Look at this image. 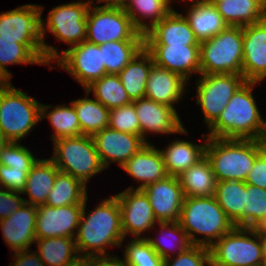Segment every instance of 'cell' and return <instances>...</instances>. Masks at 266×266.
I'll use <instances>...</instances> for the list:
<instances>
[{
    "label": "cell",
    "mask_w": 266,
    "mask_h": 266,
    "mask_svg": "<svg viewBox=\"0 0 266 266\" xmlns=\"http://www.w3.org/2000/svg\"><path fill=\"white\" fill-rule=\"evenodd\" d=\"M86 201L87 198L74 237L77 251L79 255L92 258L110 256L106 253V248L121 247L125 239L117 197L114 195L102 200L88 216H85Z\"/></svg>",
    "instance_id": "6da1fadb"
},
{
    "label": "cell",
    "mask_w": 266,
    "mask_h": 266,
    "mask_svg": "<svg viewBox=\"0 0 266 266\" xmlns=\"http://www.w3.org/2000/svg\"><path fill=\"white\" fill-rule=\"evenodd\" d=\"M257 83L245 81L236 90L218 119L208 128L207 137L266 140V120L252 94Z\"/></svg>",
    "instance_id": "7a4b0ae2"
},
{
    "label": "cell",
    "mask_w": 266,
    "mask_h": 266,
    "mask_svg": "<svg viewBox=\"0 0 266 266\" xmlns=\"http://www.w3.org/2000/svg\"><path fill=\"white\" fill-rule=\"evenodd\" d=\"M205 156L217 182H245L255 159L266 149V140L205 137Z\"/></svg>",
    "instance_id": "3957f363"
},
{
    "label": "cell",
    "mask_w": 266,
    "mask_h": 266,
    "mask_svg": "<svg viewBox=\"0 0 266 266\" xmlns=\"http://www.w3.org/2000/svg\"><path fill=\"white\" fill-rule=\"evenodd\" d=\"M178 222L193 245L207 248L235 227L214 196L185 197Z\"/></svg>",
    "instance_id": "277c9868"
},
{
    "label": "cell",
    "mask_w": 266,
    "mask_h": 266,
    "mask_svg": "<svg viewBox=\"0 0 266 266\" xmlns=\"http://www.w3.org/2000/svg\"><path fill=\"white\" fill-rule=\"evenodd\" d=\"M93 3V0H88L56 6L50 10L46 25L41 18V36L46 65H50L51 61H55L60 56L54 46L45 43L46 31L48 30L55 36L56 40L63 41L70 47L86 41L87 13Z\"/></svg>",
    "instance_id": "5b68a950"
},
{
    "label": "cell",
    "mask_w": 266,
    "mask_h": 266,
    "mask_svg": "<svg viewBox=\"0 0 266 266\" xmlns=\"http://www.w3.org/2000/svg\"><path fill=\"white\" fill-rule=\"evenodd\" d=\"M41 104L10 81L0 86V131L9 142H19L41 120Z\"/></svg>",
    "instance_id": "8992f818"
},
{
    "label": "cell",
    "mask_w": 266,
    "mask_h": 266,
    "mask_svg": "<svg viewBox=\"0 0 266 266\" xmlns=\"http://www.w3.org/2000/svg\"><path fill=\"white\" fill-rule=\"evenodd\" d=\"M200 74H242L243 27L227 26L200 42Z\"/></svg>",
    "instance_id": "52a82bcc"
},
{
    "label": "cell",
    "mask_w": 266,
    "mask_h": 266,
    "mask_svg": "<svg viewBox=\"0 0 266 266\" xmlns=\"http://www.w3.org/2000/svg\"><path fill=\"white\" fill-rule=\"evenodd\" d=\"M50 158L59 171L70 174L87 186V181L105 168L96 151L92 136L64 137L53 141Z\"/></svg>",
    "instance_id": "ba28073f"
},
{
    "label": "cell",
    "mask_w": 266,
    "mask_h": 266,
    "mask_svg": "<svg viewBox=\"0 0 266 266\" xmlns=\"http://www.w3.org/2000/svg\"><path fill=\"white\" fill-rule=\"evenodd\" d=\"M210 253L211 266L264 265L261 237L249 228L234 227L210 247Z\"/></svg>",
    "instance_id": "9c48e42d"
},
{
    "label": "cell",
    "mask_w": 266,
    "mask_h": 266,
    "mask_svg": "<svg viewBox=\"0 0 266 266\" xmlns=\"http://www.w3.org/2000/svg\"><path fill=\"white\" fill-rule=\"evenodd\" d=\"M92 6L87 13V42L100 45L110 41H144L124 7Z\"/></svg>",
    "instance_id": "30bf717a"
},
{
    "label": "cell",
    "mask_w": 266,
    "mask_h": 266,
    "mask_svg": "<svg viewBox=\"0 0 266 266\" xmlns=\"http://www.w3.org/2000/svg\"><path fill=\"white\" fill-rule=\"evenodd\" d=\"M196 82L197 105L203 111L208 128L218 119L236 90L245 82L242 74L199 75Z\"/></svg>",
    "instance_id": "8fae6325"
},
{
    "label": "cell",
    "mask_w": 266,
    "mask_h": 266,
    "mask_svg": "<svg viewBox=\"0 0 266 266\" xmlns=\"http://www.w3.org/2000/svg\"><path fill=\"white\" fill-rule=\"evenodd\" d=\"M56 61L57 66L71 74L84 89L107 74L100 45L87 41L62 50Z\"/></svg>",
    "instance_id": "7c38bea8"
},
{
    "label": "cell",
    "mask_w": 266,
    "mask_h": 266,
    "mask_svg": "<svg viewBox=\"0 0 266 266\" xmlns=\"http://www.w3.org/2000/svg\"><path fill=\"white\" fill-rule=\"evenodd\" d=\"M41 5L26 4L0 14V36L19 44H42Z\"/></svg>",
    "instance_id": "4fadbf2b"
},
{
    "label": "cell",
    "mask_w": 266,
    "mask_h": 266,
    "mask_svg": "<svg viewBox=\"0 0 266 266\" xmlns=\"http://www.w3.org/2000/svg\"><path fill=\"white\" fill-rule=\"evenodd\" d=\"M115 196L119 202L124 238L130 233L134 238H144L141 237L142 232L154 229L158 221L150 200L142 189L129 187Z\"/></svg>",
    "instance_id": "5bb4252c"
},
{
    "label": "cell",
    "mask_w": 266,
    "mask_h": 266,
    "mask_svg": "<svg viewBox=\"0 0 266 266\" xmlns=\"http://www.w3.org/2000/svg\"><path fill=\"white\" fill-rule=\"evenodd\" d=\"M83 205L51 207L41 204L37 206L36 238H74L81 220Z\"/></svg>",
    "instance_id": "9a60e30c"
},
{
    "label": "cell",
    "mask_w": 266,
    "mask_h": 266,
    "mask_svg": "<svg viewBox=\"0 0 266 266\" xmlns=\"http://www.w3.org/2000/svg\"><path fill=\"white\" fill-rule=\"evenodd\" d=\"M92 138L101 164L105 169L112 162L118 163L121 167L148 143L142 136L116 131L110 127L102 129Z\"/></svg>",
    "instance_id": "2e32d148"
},
{
    "label": "cell",
    "mask_w": 266,
    "mask_h": 266,
    "mask_svg": "<svg viewBox=\"0 0 266 266\" xmlns=\"http://www.w3.org/2000/svg\"><path fill=\"white\" fill-rule=\"evenodd\" d=\"M140 123L141 136L147 142L148 132L155 134H188L175 108L146 97L132 102Z\"/></svg>",
    "instance_id": "e0dca14e"
},
{
    "label": "cell",
    "mask_w": 266,
    "mask_h": 266,
    "mask_svg": "<svg viewBox=\"0 0 266 266\" xmlns=\"http://www.w3.org/2000/svg\"><path fill=\"white\" fill-rule=\"evenodd\" d=\"M242 75L250 82L266 78V18L243 27Z\"/></svg>",
    "instance_id": "ac0fdd59"
},
{
    "label": "cell",
    "mask_w": 266,
    "mask_h": 266,
    "mask_svg": "<svg viewBox=\"0 0 266 266\" xmlns=\"http://www.w3.org/2000/svg\"><path fill=\"white\" fill-rule=\"evenodd\" d=\"M142 190L148 196L158 222L179 220L185 197L178 177L169 175L146 185Z\"/></svg>",
    "instance_id": "d6986e66"
},
{
    "label": "cell",
    "mask_w": 266,
    "mask_h": 266,
    "mask_svg": "<svg viewBox=\"0 0 266 266\" xmlns=\"http://www.w3.org/2000/svg\"><path fill=\"white\" fill-rule=\"evenodd\" d=\"M154 64L181 75L188 81L193 73L200 75V45H144Z\"/></svg>",
    "instance_id": "ffe728a7"
},
{
    "label": "cell",
    "mask_w": 266,
    "mask_h": 266,
    "mask_svg": "<svg viewBox=\"0 0 266 266\" xmlns=\"http://www.w3.org/2000/svg\"><path fill=\"white\" fill-rule=\"evenodd\" d=\"M37 206L24 203L6 219L0 220L5 243L12 252L28 250L36 240Z\"/></svg>",
    "instance_id": "44dd1931"
},
{
    "label": "cell",
    "mask_w": 266,
    "mask_h": 266,
    "mask_svg": "<svg viewBox=\"0 0 266 266\" xmlns=\"http://www.w3.org/2000/svg\"><path fill=\"white\" fill-rule=\"evenodd\" d=\"M144 45H200L188 20L172 9L144 35Z\"/></svg>",
    "instance_id": "7402d4cb"
},
{
    "label": "cell",
    "mask_w": 266,
    "mask_h": 266,
    "mask_svg": "<svg viewBox=\"0 0 266 266\" xmlns=\"http://www.w3.org/2000/svg\"><path fill=\"white\" fill-rule=\"evenodd\" d=\"M128 175L142 182L135 189H143L146 185L166 178L168 175L159 149L149 142L122 166Z\"/></svg>",
    "instance_id": "603a6c76"
},
{
    "label": "cell",
    "mask_w": 266,
    "mask_h": 266,
    "mask_svg": "<svg viewBox=\"0 0 266 266\" xmlns=\"http://www.w3.org/2000/svg\"><path fill=\"white\" fill-rule=\"evenodd\" d=\"M187 80L181 75L153 65L147 79L145 97L174 108L185 92Z\"/></svg>",
    "instance_id": "cb8c5ba5"
},
{
    "label": "cell",
    "mask_w": 266,
    "mask_h": 266,
    "mask_svg": "<svg viewBox=\"0 0 266 266\" xmlns=\"http://www.w3.org/2000/svg\"><path fill=\"white\" fill-rule=\"evenodd\" d=\"M215 6L228 26L244 27L266 18V0H223Z\"/></svg>",
    "instance_id": "d4e9b609"
},
{
    "label": "cell",
    "mask_w": 266,
    "mask_h": 266,
    "mask_svg": "<svg viewBox=\"0 0 266 266\" xmlns=\"http://www.w3.org/2000/svg\"><path fill=\"white\" fill-rule=\"evenodd\" d=\"M153 65L154 61L152 55L143 48L139 54L118 73L121 83L132 102L145 97L147 79Z\"/></svg>",
    "instance_id": "484cf974"
},
{
    "label": "cell",
    "mask_w": 266,
    "mask_h": 266,
    "mask_svg": "<svg viewBox=\"0 0 266 266\" xmlns=\"http://www.w3.org/2000/svg\"><path fill=\"white\" fill-rule=\"evenodd\" d=\"M59 169L51 159H38L28 173L25 189L29 200L25 203L39 206L45 204L49 192L52 190Z\"/></svg>",
    "instance_id": "4316f807"
},
{
    "label": "cell",
    "mask_w": 266,
    "mask_h": 266,
    "mask_svg": "<svg viewBox=\"0 0 266 266\" xmlns=\"http://www.w3.org/2000/svg\"><path fill=\"white\" fill-rule=\"evenodd\" d=\"M46 65L43 44H19L17 40L3 39L0 36V76L10 81L12 73L5 67L12 64Z\"/></svg>",
    "instance_id": "83f0119b"
},
{
    "label": "cell",
    "mask_w": 266,
    "mask_h": 266,
    "mask_svg": "<svg viewBox=\"0 0 266 266\" xmlns=\"http://www.w3.org/2000/svg\"><path fill=\"white\" fill-rule=\"evenodd\" d=\"M206 142L196 145L184 140H175L165 150H160L168 175L178 177L205 156Z\"/></svg>",
    "instance_id": "f1b7e54d"
},
{
    "label": "cell",
    "mask_w": 266,
    "mask_h": 266,
    "mask_svg": "<svg viewBox=\"0 0 266 266\" xmlns=\"http://www.w3.org/2000/svg\"><path fill=\"white\" fill-rule=\"evenodd\" d=\"M184 197L214 196L216 178L209 160L204 156L178 176Z\"/></svg>",
    "instance_id": "f546056e"
},
{
    "label": "cell",
    "mask_w": 266,
    "mask_h": 266,
    "mask_svg": "<svg viewBox=\"0 0 266 266\" xmlns=\"http://www.w3.org/2000/svg\"><path fill=\"white\" fill-rule=\"evenodd\" d=\"M185 18L188 20L195 37L199 42L205 41L218 35L228 25L218 13L215 5L191 1Z\"/></svg>",
    "instance_id": "4dcf8cb0"
},
{
    "label": "cell",
    "mask_w": 266,
    "mask_h": 266,
    "mask_svg": "<svg viewBox=\"0 0 266 266\" xmlns=\"http://www.w3.org/2000/svg\"><path fill=\"white\" fill-rule=\"evenodd\" d=\"M171 1L129 0L124 8L136 29L145 35L173 9L170 7ZM145 18H149L151 22H145Z\"/></svg>",
    "instance_id": "1f68e13d"
},
{
    "label": "cell",
    "mask_w": 266,
    "mask_h": 266,
    "mask_svg": "<svg viewBox=\"0 0 266 266\" xmlns=\"http://www.w3.org/2000/svg\"><path fill=\"white\" fill-rule=\"evenodd\" d=\"M214 197L235 227L243 228L245 182L236 180L217 182Z\"/></svg>",
    "instance_id": "d6a6232c"
},
{
    "label": "cell",
    "mask_w": 266,
    "mask_h": 266,
    "mask_svg": "<svg viewBox=\"0 0 266 266\" xmlns=\"http://www.w3.org/2000/svg\"><path fill=\"white\" fill-rule=\"evenodd\" d=\"M86 185L70 174L59 171L45 205L51 207L84 204L87 196Z\"/></svg>",
    "instance_id": "836d02e7"
},
{
    "label": "cell",
    "mask_w": 266,
    "mask_h": 266,
    "mask_svg": "<svg viewBox=\"0 0 266 266\" xmlns=\"http://www.w3.org/2000/svg\"><path fill=\"white\" fill-rule=\"evenodd\" d=\"M35 242L44 266H64L79 255L74 238H36Z\"/></svg>",
    "instance_id": "e575fe53"
},
{
    "label": "cell",
    "mask_w": 266,
    "mask_h": 266,
    "mask_svg": "<svg viewBox=\"0 0 266 266\" xmlns=\"http://www.w3.org/2000/svg\"><path fill=\"white\" fill-rule=\"evenodd\" d=\"M78 116L82 135L93 136L108 127L109 109L96 99L82 98L72 101Z\"/></svg>",
    "instance_id": "d590c367"
},
{
    "label": "cell",
    "mask_w": 266,
    "mask_h": 266,
    "mask_svg": "<svg viewBox=\"0 0 266 266\" xmlns=\"http://www.w3.org/2000/svg\"><path fill=\"white\" fill-rule=\"evenodd\" d=\"M84 90L86 95L92 91L95 99L109 110L132 103L118 74H105Z\"/></svg>",
    "instance_id": "8d00e7d4"
},
{
    "label": "cell",
    "mask_w": 266,
    "mask_h": 266,
    "mask_svg": "<svg viewBox=\"0 0 266 266\" xmlns=\"http://www.w3.org/2000/svg\"><path fill=\"white\" fill-rule=\"evenodd\" d=\"M58 105L55 108L51 105L41 104V120L44 118L49 119V123L52 125L55 133L51 137L52 141H55L64 137L81 136V128L78 121V116L72 105ZM54 108L47 112L48 109Z\"/></svg>",
    "instance_id": "74e56055"
},
{
    "label": "cell",
    "mask_w": 266,
    "mask_h": 266,
    "mask_svg": "<svg viewBox=\"0 0 266 266\" xmlns=\"http://www.w3.org/2000/svg\"><path fill=\"white\" fill-rule=\"evenodd\" d=\"M144 48V41H110L100 44L107 74H118Z\"/></svg>",
    "instance_id": "f35d334b"
},
{
    "label": "cell",
    "mask_w": 266,
    "mask_h": 266,
    "mask_svg": "<svg viewBox=\"0 0 266 266\" xmlns=\"http://www.w3.org/2000/svg\"><path fill=\"white\" fill-rule=\"evenodd\" d=\"M158 224L160 225V229H161L160 235L165 236V237L164 238L161 237V239L156 237L158 240L156 238L154 239L151 237H149V238L144 237V238H146V240L150 243L151 247L157 252V254L163 260L171 257L172 256L171 252L174 250L173 247H171V246L169 247V245L167 246L166 244L163 243V242H165L164 240H166V238L173 239L176 236L178 237V239H177L178 241L176 239H173L174 240L173 243H176V245H177L176 246L174 244V247L175 246L177 247L178 254L185 252L191 246H193V244L191 243L186 231L180 226L178 221H175V222H158ZM166 231H167V233H166Z\"/></svg>",
    "instance_id": "ab89813d"
},
{
    "label": "cell",
    "mask_w": 266,
    "mask_h": 266,
    "mask_svg": "<svg viewBox=\"0 0 266 266\" xmlns=\"http://www.w3.org/2000/svg\"><path fill=\"white\" fill-rule=\"evenodd\" d=\"M126 266H165L164 260L151 247L146 238H133L123 255Z\"/></svg>",
    "instance_id": "60d3db41"
},
{
    "label": "cell",
    "mask_w": 266,
    "mask_h": 266,
    "mask_svg": "<svg viewBox=\"0 0 266 266\" xmlns=\"http://www.w3.org/2000/svg\"><path fill=\"white\" fill-rule=\"evenodd\" d=\"M243 228H250L266 215V190L245 183Z\"/></svg>",
    "instance_id": "b9f144b4"
},
{
    "label": "cell",
    "mask_w": 266,
    "mask_h": 266,
    "mask_svg": "<svg viewBox=\"0 0 266 266\" xmlns=\"http://www.w3.org/2000/svg\"><path fill=\"white\" fill-rule=\"evenodd\" d=\"M108 127L116 131L141 136L140 123L136 115L134 104H128L109 110Z\"/></svg>",
    "instance_id": "7bdbcfd3"
},
{
    "label": "cell",
    "mask_w": 266,
    "mask_h": 266,
    "mask_svg": "<svg viewBox=\"0 0 266 266\" xmlns=\"http://www.w3.org/2000/svg\"><path fill=\"white\" fill-rule=\"evenodd\" d=\"M37 160L31 151L17 142H9L0 154V164L10 168L32 169Z\"/></svg>",
    "instance_id": "ee69618b"
},
{
    "label": "cell",
    "mask_w": 266,
    "mask_h": 266,
    "mask_svg": "<svg viewBox=\"0 0 266 266\" xmlns=\"http://www.w3.org/2000/svg\"><path fill=\"white\" fill-rule=\"evenodd\" d=\"M165 266H211L210 248L193 245L185 252L177 254L176 258L164 260Z\"/></svg>",
    "instance_id": "f6af8a7d"
},
{
    "label": "cell",
    "mask_w": 266,
    "mask_h": 266,
    "mask_svg": "<svg viewBox=\"0 0 266 266\" xmlns=\"http://www.w3.org/2000/svg\"><path fill=\"white\" fill-rule=\"evenodd\" d=\"M30 170L10 168L0 164V187L11 191L22 192L25 189Z\"/></svg>",
    "instance_id": "bcb514c9"
},
{
    "label": "cell",
    "mask_w": 266,
    "mask_h": 266,
    "mask_svg": "<svg viewBox=\"0 0 266 266\" xmlns=\"http://www.w3.org/2000/svg\"><path fill=\"white\" fill-rule=\"evenodd\" d=\"M19 195H22V192L3 190L0 187V220L9 217L25 203V198Z\"/></svg>",
    "instance_id": "7dc6e473"
},
{
    "label": "cell",
    "mask_w": 266,
    "mask_h": 266,
    "mask_svg": "<svg viewBox=\"0 0 266 266\" xmlns=\"http://www.w3.org/2000/svg\"><path fill=\"white\" fill-rule=\"evenodd\" d=\"M245 183L266 190V149L255 159Z\"/></svg>",
    "instance_id": "c3c4849f"
},
{
    "label": "cell",
    "mask_w": 266,
    "mask_h": 266,
    "mask_svg": "<svg viewBox=\"0 0 266 266\" xmlns=\"http://www.w3.org/2000/svg\"><path fill=\"white\" fill-rule=\"evenodd\" d=\"M14 263L11 266H44V263L38 256V253H33L28 250H22L14 253Z\"/></svg>",
    "instance_id": "681fc988"
},
{
    "label": "cell",
    "mask_w": 266,
    "mask_h": 266,
    "mask_svg": "<svg viewBox=\"0 0 266 266\" xmlns=\"http://www.w3.org/2000/svg\"><path fill=\"white\" fill-rule=\"evenodd\" d=\"M91 266H126V264L123 259L112 255L92 258Z\"/></svg>",
    "instance_id": "f907efd6"
},
{
    "label": "cell",
    "mask_w": 266,
    "mask_h": 266,
    "mask_svg": "<svg viewBox=\"0 0 266 266\" xmlns=\"http://www.w3.org/2000/svg\"><path fill=\"white\" fill-rule=\"evenodd\" d=\"M249 229L261 238L266 237V215L255 222Z\"/></svg>",
    "instance_id": "816d5d0a"
},
{
    "label": "cell",
    "mask_w": 266,
    "mask_h": 266,
    "mask_svg": "<svg viewBox=\"0 0 266 266\" xmlns=\"http://www.w3.org/2000/svg\"><path fill=\"white\" fill-rule=\"evenodd\" d=\"M91 261V256L78 255L74 260L64 266H91Z\"/></svg>",
    "instance_id": "f5cc1de1"
},
{
    "label": "cell",
    "mask_w": 266,
    "mask_h": 266,
    "mask_svg": "<svg viewBox=\"0 0 266 266\" xmlns=\"http://www.w3.org/2000/svg\"><path fill=\"white\" fill-rule=\"evenodd\" d=\"M129 0H97V3L106 2L104 6H119L124 7Z\"/></svg>",
    "instance_id": "db71d44e"
},
{
    "label": "cell",
    "mask_w": 266,
    "mask_h": 266,
    "mask_svg": "<svg viewBox=\"0 0 266 266\" xmlns=\"http://www.w3.org/2000/svg\"><path fill=\"white\" fill-rule=\"evenodd\" d=\"M9 143L7 138L0 131V154L1 151L5 148V146Z\"/></svg>",
    "instance_id": "11a10c76"
},
{
    "label": "cell",
    "mask_w": 266,
    "mask_h": 266,
    "mask_svg": "<svg viewBox=\"0 0 266 266\" xmlns=\"http://www.w3.org/2000/svg\"><path fill=\"white\" fill-rule=\"evenodd\" d=\"M196 2H201V3H205V4H210V5H216L217 3L223 1V0H194Z\"/></svg>",
    "instance_id": "9f6ffc18"
},
{
    "label": "cell",
    "mask_w": 266,
    "mask_h": 266,
    "mask_svg": "<svg viewBox=\"0 0 266 266\" xmlns=\"http://www.w3.org/2000/svg\"><path fill=\"white\" fill-rule=\"evenodd\" d=\"M263 245V257H264V265L266 266V237L261 238Z\"/></svg>",
    "instance_id": "6f0895ef"
},
{
    "label": "cell",
    "mask_w": 266,
    "mask_h": 266,
    "mask_svg": "<svg viewBox=\"0 0 266 266\" xmlns=\"http://www.w3.org/2000/svg\"><path fill=\"white\" fill-rule=\"evenodd\" d=\"M6 81L0 76V86H2Z\"/></svg>",
    "instance_id": "680465c9"
}]
</instances>
